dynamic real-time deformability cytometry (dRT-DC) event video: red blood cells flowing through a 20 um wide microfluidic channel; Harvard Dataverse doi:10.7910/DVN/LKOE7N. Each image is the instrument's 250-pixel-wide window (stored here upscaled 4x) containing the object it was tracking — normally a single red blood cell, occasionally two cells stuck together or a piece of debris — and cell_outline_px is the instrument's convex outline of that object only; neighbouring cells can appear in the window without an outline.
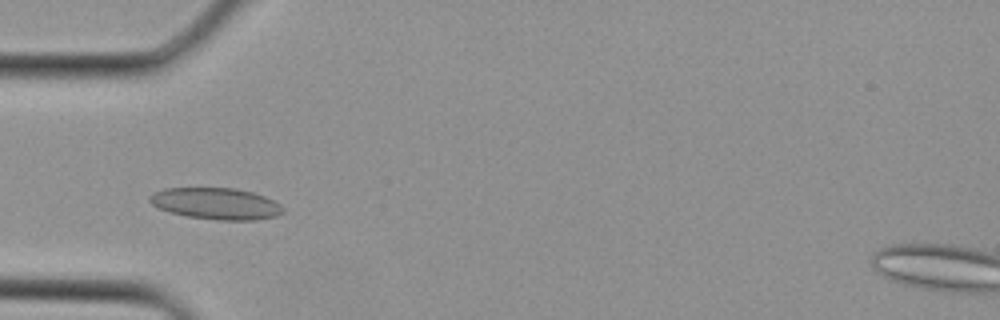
{"species": "Egyptian fruit bat (a non-hibernating species)", "species_latin": "Rousettus aegyptiacus", "temperature_condition": "cold", "stored_images_in_passage": 2, "camera_frame_rate_fps": 3000, "um_per_image_px": 0.085, "animal": {"sex": "female"}, "frame": {"image": 1, "passage_image": 2, "time_ms": 0.333, "image_size_px": [1000, 320], "cell_outline_px": [[284, 212], [276, 216], [256, 220], [220, 220], [188, 216], [172, 212], [160, 208], [152, 204], [148, 200], [148, 196], [152, 192], [164, 188], [236, 188], [252, 192], [264, 196], [280, 204], [284, 208]], "centroid_in_image_um": [18.37, 17.3], "position_along_channel_um": 66.6, "area_um2": 24.45}}